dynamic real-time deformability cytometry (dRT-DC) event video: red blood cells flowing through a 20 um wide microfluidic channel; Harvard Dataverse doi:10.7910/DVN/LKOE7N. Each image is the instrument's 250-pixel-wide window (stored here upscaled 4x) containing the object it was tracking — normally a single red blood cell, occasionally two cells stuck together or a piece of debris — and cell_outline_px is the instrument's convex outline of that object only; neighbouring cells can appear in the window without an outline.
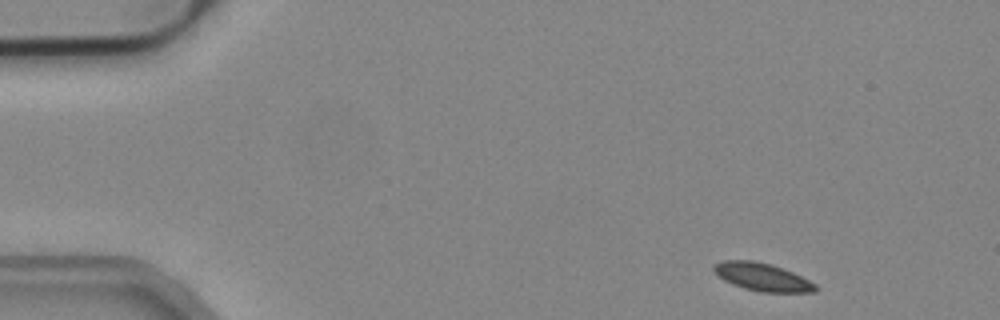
{"species": "common noctule bat (a hibernating species)", "species_latin": "Nyctalus noctula", "temperature_condition": "cold", "stored_images_in_passage": 48, "camera_frame_rate_fps": 3000, "um_per_image_px": 0.085, "animal": {"sex": "male", "body_mass_g": 19.2, "forearm_length_mm": 51.8}, "frame": {"image": 1, "passage_image": 1, "time_ms": 0.0, "image_size_px": [1000, 320], "cell_outline_px": [[820, 288], [816, 292], [760, 292], [744, 288], [732, 284], [724, 280], [712, 268], [720, 260], [752, 260], [772, 264], [792, 272], [816, 284]], "centroid_in_image_um": [64.82, 23.54], "position_along_channel_um": 20.2, "area_um2": 16.47}}
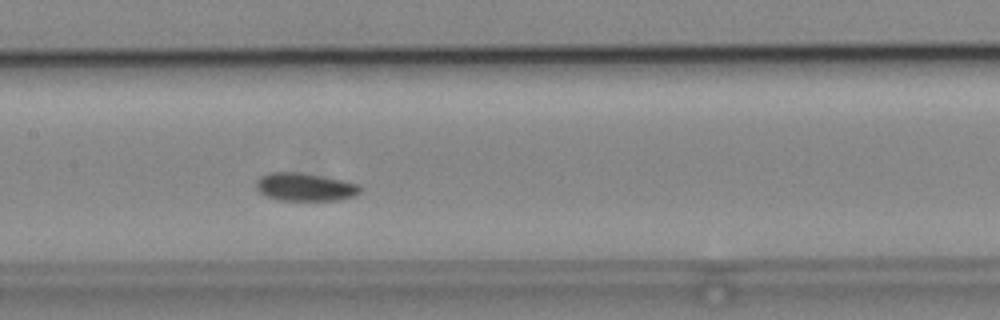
{"frame": {"image": 2, "passage_image": 21, "time_ms": 6.667, "image_size_px": [1000, 320], "cell_outline_px": [[360, 192], [352, 196], [340, 200], [280, 200], [268, 196], [260, 192], [256, 188], [256, 180], [260, 176], [268, 172], [300, 172], [360, 184]], "centroid_in_image_um": [25.89, 15.88], "position_along_channel_um": 181.5, "area_um2": 16.82}}
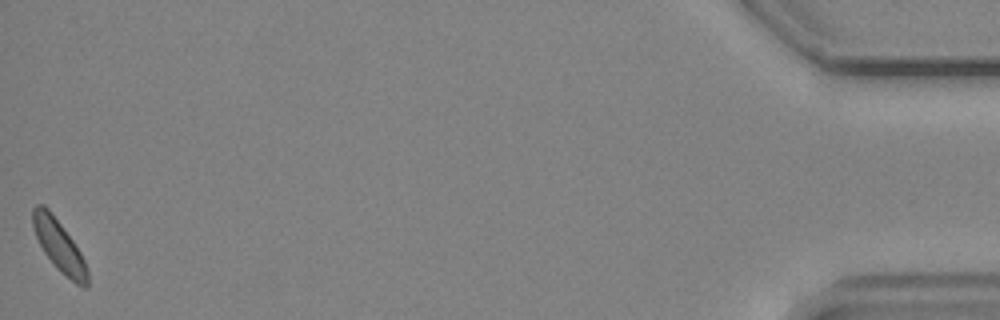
{"frame": {"image": 3, "passage_image": 48, "time_ms": 15.667, "image_size_px": [1000, 320], "cell_outline_px": [[88, 288], [84, 288], [76, 284], [60, 272], [56, 268], [44, 252], [32, 228], [32, 208], [36, 204], [44, 204], [48, 208], [72, 240], [80, 252], [88, 268]], "centroid_in_image_um": [5.02, 20.91], "position_along_channel_um": 430.2, "area_um2": 16.36}, "authors_computed_cell_mechanics": {"area_um2": 16.8198, "velocity_mm_per_s": 3.8549, "shape_relaxation_time_tau1_ms": 1.1971, "shape_relaxation_time_tau2_ms": null, "deformation_change_tau1": 0.0489, "deformation_change_tau2": null}}